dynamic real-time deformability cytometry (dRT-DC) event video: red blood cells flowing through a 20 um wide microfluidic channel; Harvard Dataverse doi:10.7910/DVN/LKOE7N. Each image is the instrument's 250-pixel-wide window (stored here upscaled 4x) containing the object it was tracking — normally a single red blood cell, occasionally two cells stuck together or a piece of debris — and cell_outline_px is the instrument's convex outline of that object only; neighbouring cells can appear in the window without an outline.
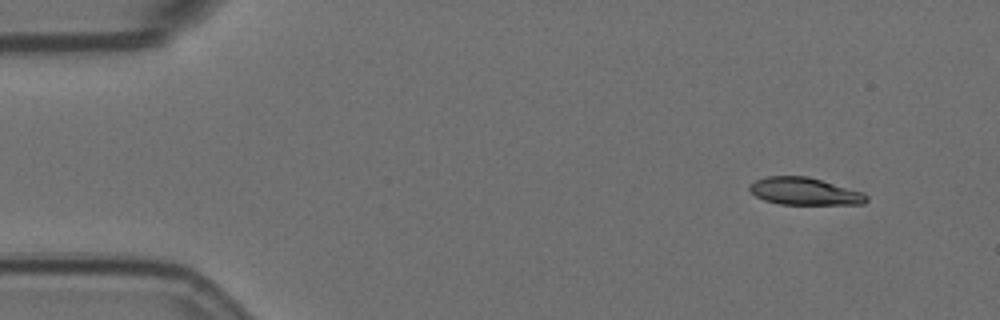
{"species": "Egyptian fruit bat (a non-hibernating species)", "species_latin": "Rousettus aegyptiacus", "temperature_condition": "room temperature", "stored_images_in_passage": 4, "camera_frame_rate_fps": 3000, "um_per_image_px": 0.085, "animal": {"sex": "female"}, "frame": {"image": 1, "passage_image": 1, "time_ms": 0.0, "image_size_px": [1000, 320], "cell_outline_px": [[868, 200], [864, 204], [780, 204], [764, 200], [756, 196], [748, 188], [756, 180], [768, 176], [808, 176], [864, 192], [868, 196]], "centroid_in_image_um": [68.43, 16.26], "position_along_channel_um": 16.6, "area_um2": 18.55}}
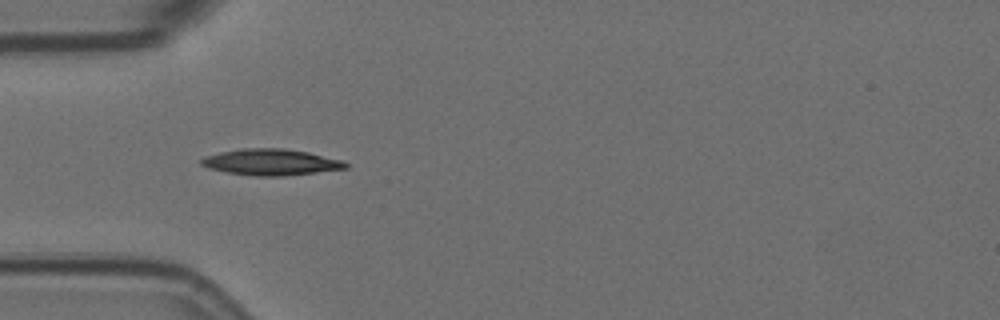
{"frame": {"image": 2, "passage_image": 4, "time_ms": 1.0, "image_size_px": [1000, 320], "cell_outline_px": [[348, 168], [284, 176], [256, 176], [228, 172], [208, 168], [200, 164], [200, 160], [204, 156], [220, 152], [240, 148], [284, 148], [308, 152], [344, 160], [348, 164]], "centroid_in_image_um": [23.03, 13.77], "position_along_channel_um": 62.0, "area_um2": 22.14}}